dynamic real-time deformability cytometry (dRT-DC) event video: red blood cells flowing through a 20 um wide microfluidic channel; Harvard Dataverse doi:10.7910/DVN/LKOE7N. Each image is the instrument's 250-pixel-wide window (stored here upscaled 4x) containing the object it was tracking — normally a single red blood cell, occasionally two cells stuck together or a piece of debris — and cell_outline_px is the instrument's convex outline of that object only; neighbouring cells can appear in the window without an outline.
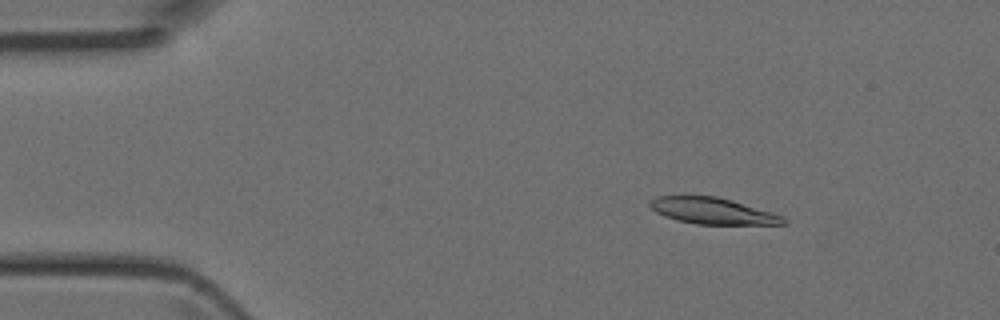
{"species": "Egyptian fruit bat (a non-hibernating species)", "species_latin": "Rousettus aegyptiacus", "temperature_condition": "room temperature", "stored_images_in_passage": 40, "camera_frame_rate_fps": 3000, "um_per_image_px": 0.085, "animal": {"sex": "female"}, "frame": {"image": 1, "passage_image": 2, "time_ms": 0.333, "image_size_px": [1000, 320], "cell_outline_px": [[788, 224], [696, 224], [676, 220], [664, 216], [656, 212], [648, 204], [656, 196], [716, 196], [732, 200], [772, 212], [784, 216], [788, 220]], "centroid_in_image_um": [60.6, 17.93], "position_along_channel_um": 24.4, "area_um2": 20.46}}
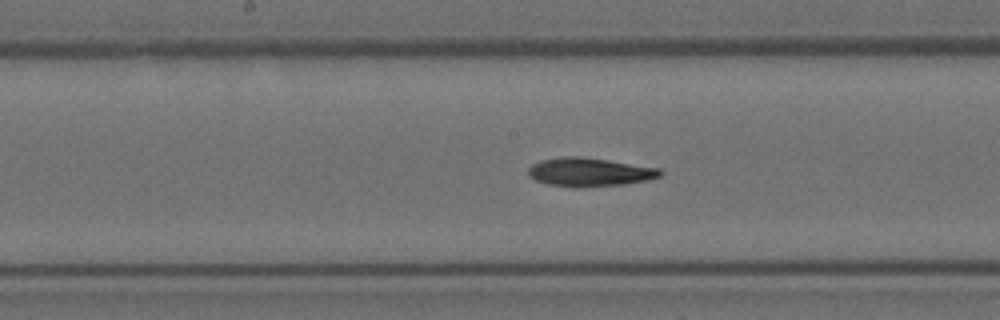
{"frame": {"image": 2, "passage_image": 18, "time_ms": 5.667, "image_size_px": [1000, 320], "cell_outline_px": [[664, 172], [660, 176], [648, 180], [628, 184], [576, 188], [572, 188], [548, 184], [536, 180], [528, 176], [528, 168], [532, 164], [540, 160], [560, 156], [580, 156], [608, 160], [660, 168]], "centroid_in_image_um": [50.1, 14.63], "position_along_channel_um": 198.1, "area_um2": 22.37}}
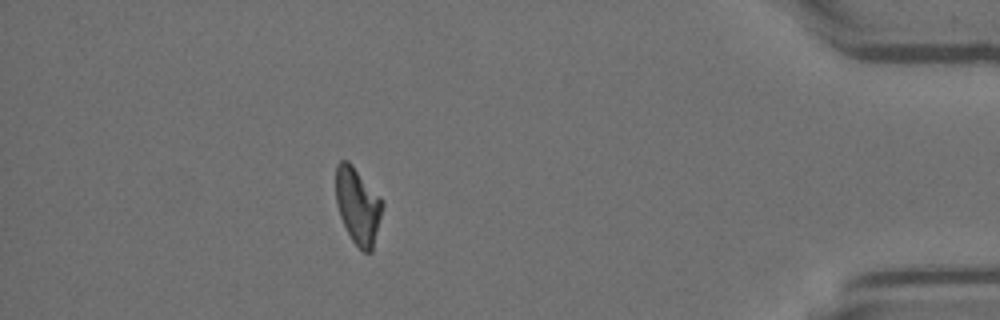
{"frame": {"image": 3, "passage_image": 35, "time_ms": 11.333, "image_size_px": [1000, 320], "cell_outline_px": [[384, 204], [372, 252], [364, 252], [352, 240], [340, 216], [336, 204], [336, 164], [340, 160], [348, 160], [352, 164], [380, 196]], "centroid_in_image_um": [30.42, 17.47], "position_along_channel_um": 404.8, "area_um2": 20.69}}